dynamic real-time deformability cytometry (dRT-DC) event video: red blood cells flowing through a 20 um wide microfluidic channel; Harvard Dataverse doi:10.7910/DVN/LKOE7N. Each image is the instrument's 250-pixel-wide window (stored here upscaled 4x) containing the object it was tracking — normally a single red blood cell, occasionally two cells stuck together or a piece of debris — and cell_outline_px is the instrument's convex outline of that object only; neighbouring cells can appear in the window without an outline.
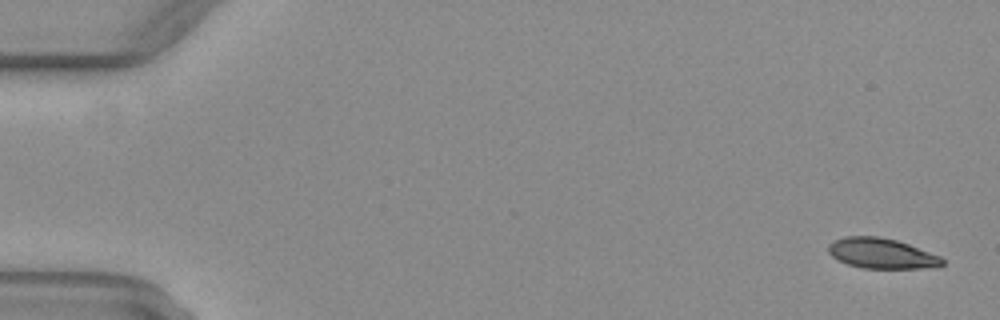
{"species": "common noctule bat (a hibernating species)", "species_latin": "Nyctalus noctula", "temperature_condition": "warm", "stored_images_in_passage": 7, "camera_frame_rate_fps": 3000, "um_per_image_px": 0.085, "animal": {"sex": "female", "body_mass_g": 29.2, "forearm_length_mm": 56.3}, "frame": {"image": 1, "passage_image": 2, "time_ms": 0.333, "image_size_px": [1000, 320], "cell_outline_px": [[944, 264], [936, 268], [864, 268], [848, 264], [832, 256], [828, 252], [828, 244], [832, 240], [844, 236], [880, 236], [896, 240], [908, 244], [940, 256], [944, 260]], "centroid_in_image_um": [74.93, 21.53], "position_along_channel_um": 10.1, "area_um2": 20.17}}